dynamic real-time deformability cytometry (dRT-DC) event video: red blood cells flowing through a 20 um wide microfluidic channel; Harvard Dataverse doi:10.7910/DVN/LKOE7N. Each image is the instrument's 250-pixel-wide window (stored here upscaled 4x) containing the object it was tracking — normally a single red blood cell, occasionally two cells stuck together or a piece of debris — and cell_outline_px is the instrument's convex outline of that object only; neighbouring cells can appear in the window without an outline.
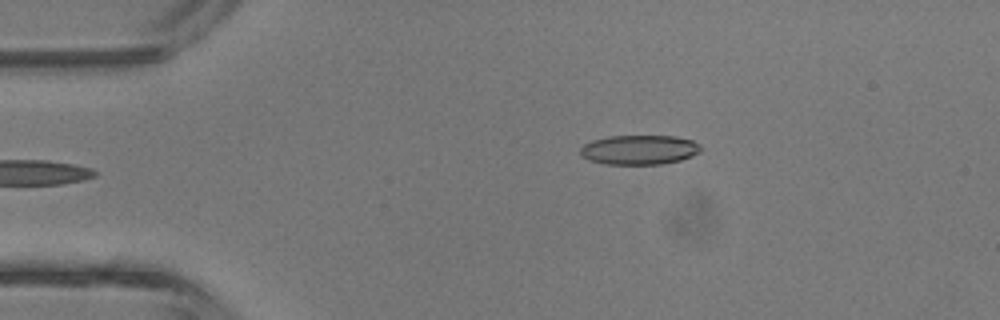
{"species": "common noctule bat (a hibernating species)", "species_latin": "Nyctalus noctula", "temperature_condition": "room temperature", "stored_images_in_passage": 5, "camera_frame_rate_fps": 3000, "um_per_image_px": 0.085, "animal": {"sex": "male", "body_mass_g": 13.3}, "frame": {"image": 1, "passage_image": 5, "time_ms": 4.667, "image_size_px": [1000, 320], "cell_outline_px": [[700, 152], [692, 156], [680, 160], [660, 164], [604, 164], [588, 160], [580, 156], [580, 148], [584, 144], [592, 140], [608, 136], [676, 136], [692, 140], [700, 144]], "centroid_in_image_um": [54.31, 12.73], "position_along_channel_um": 30.7, "area_um2": 20.87}}